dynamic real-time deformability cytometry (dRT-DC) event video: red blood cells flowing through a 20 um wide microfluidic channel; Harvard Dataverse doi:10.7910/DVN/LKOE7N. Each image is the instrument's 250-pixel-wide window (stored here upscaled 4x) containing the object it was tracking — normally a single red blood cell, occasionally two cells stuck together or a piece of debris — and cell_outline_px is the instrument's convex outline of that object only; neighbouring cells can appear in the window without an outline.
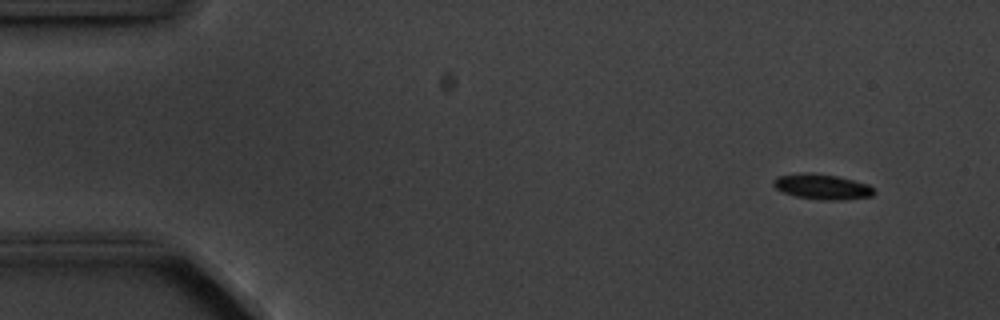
{"species": "common noctule bat (a hibernating species)", "species_latin": "Nyctalus noctula", "temperature_condition": "cold", "stored_images_in_passage": 4, "camera_frame_rate_fps": 3000, "um_per_image_px": 0.085, "animal": {"sex": "male", "body_mass_g": 20.1, "forearm_length_mm": 53.5}, "frame": {"image": 1, "passage_image": 1, "time_ms": 0.0, "image_size_px": [1000, 320], "cell_outline_px": [[872, 196], [840, 200], [820, 200], [796, 196], [784, 192], [776, 188], [772, 184], [772, 180], [776, 176], [804, 172], [812, 172], [840, 176], [868, 184], [872, 188]], "centroid_in_image_um": [69.83, 15.85], "position_along_channel_um": 15.2, "area_um2": 14.91}}
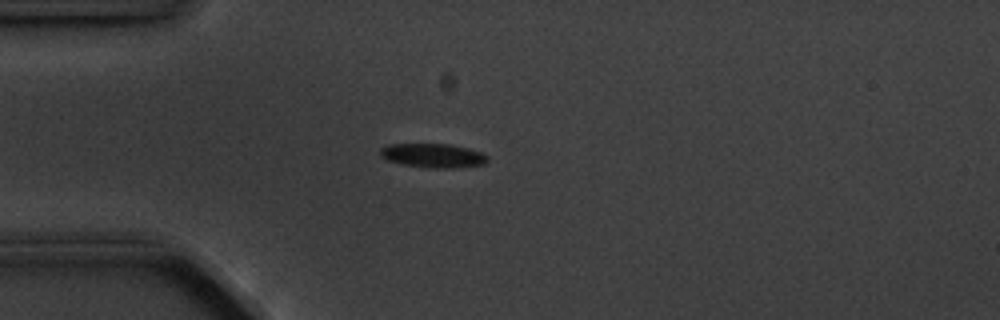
{"frame": {"image": 2, "passage_image": 4, "time_ms": 3.333, "image_size_px": [1000, 320], "cell_outline_px": [[488, 160], [484, 164], [452, 168], [432, 168], [404, 164], [388, 160], [380, 156], [380, 148], [388, 144], [448, 144], [468, 148], [480, 152], [488, 156]], "centroid_in_image_um": [36.8, 13.21], "position_along_channel_um": 48.2, "area_um2": 14.91}}